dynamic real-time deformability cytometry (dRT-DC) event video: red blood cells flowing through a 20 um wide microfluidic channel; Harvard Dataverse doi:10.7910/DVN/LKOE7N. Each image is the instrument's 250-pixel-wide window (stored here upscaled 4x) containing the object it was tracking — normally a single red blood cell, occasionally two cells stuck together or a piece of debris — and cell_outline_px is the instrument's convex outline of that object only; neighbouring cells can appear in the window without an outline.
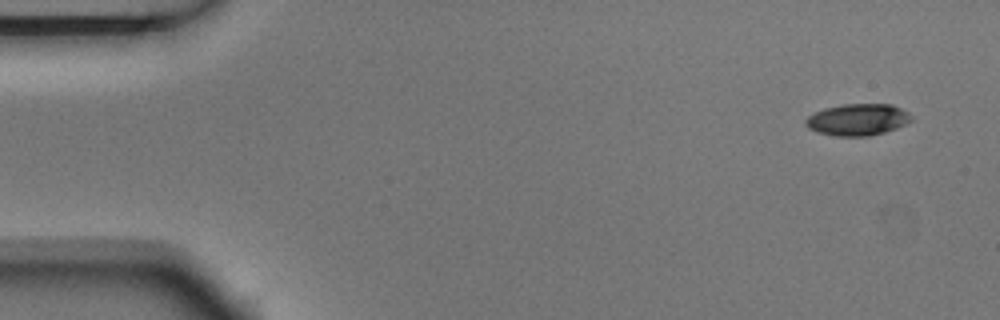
{"species": "Egyptian fruit bat (a non-hibernating species)", "species_latin": "Rousettus aegyptiacus", "temperature_condition": "room temperature", "stored_images_in_passage": 5, "segment_of_instrument_passage": [1, 2], "camera_frame_rate_fps": 3000, "um_per_image_px": 0.085, "animal": {"sex": "male"}, "frame": {"image": 1, "passage_image": 1, "time_ms": 0.0, "image_size_px": [1000, 320], "cell_outline_px": [[912, 120], [896, 128], [884, 132], [868, 136], [836, 136], [816, 132], [808, 128], [804, 124], [804, 120], [808, 116], [824, 108], [844, 104], [892, 104], [908, 112], [912, 116]], "centroid_in_image_um": [72.88, 10.17], "position_along_channel_um": 12.1, "area_um2": 19.54}}
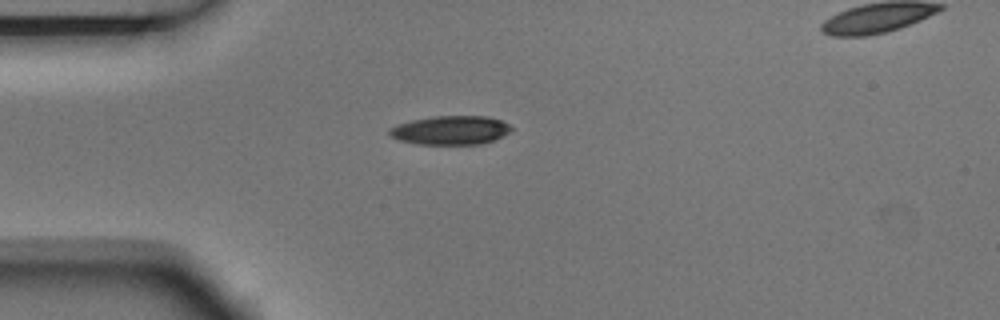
{"frame": {"image": 2, "passage_image": 4, "time_ms": 1.0, "image_size_px": [1000, 320], "cell_outline_px": [[512, 128], [504, 136], [480, 144], [416, 144], [400, 140], [392, 136], [388, 132], [388, 128], [396, 124], [412, 120], [432, 116], [488, 116], [500, 120], [508, 124]], "centroid_in_image_um": [38.27, 11.06], "position_along_channel_um": 46.7, "area_um2": 20.46}}